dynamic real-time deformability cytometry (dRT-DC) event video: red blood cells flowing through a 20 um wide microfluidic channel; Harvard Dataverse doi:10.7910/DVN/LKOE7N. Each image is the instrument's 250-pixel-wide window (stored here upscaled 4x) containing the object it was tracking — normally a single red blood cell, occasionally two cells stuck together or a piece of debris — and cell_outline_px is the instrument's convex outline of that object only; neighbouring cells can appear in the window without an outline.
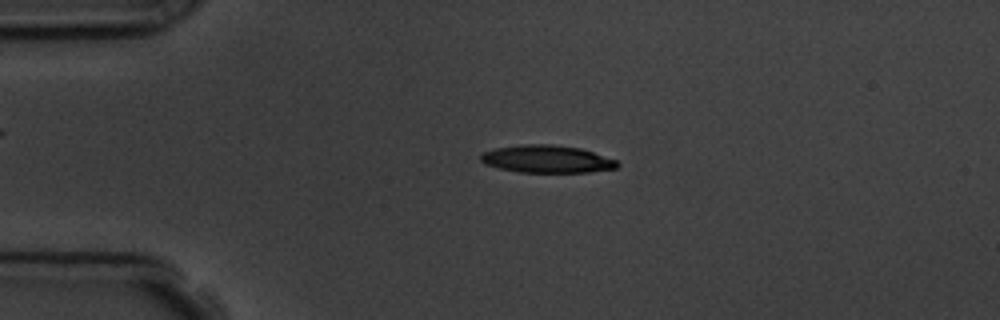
{"species": "common noctule bat (a hibernating species)", "species_latin": "Nyctalus noctula", "temperature_condition": "room temperature", "stored_images_in_passage": 4, "camera_frame_rate_fps": 3000, "um_per_image_px": 0.085, "animal": {"sex": "male", "body_mass_g": 19.5, "forearm_length_mm": 54.6}, "frame": {"image": 1, "passage_image": 3, "time_ms": 2.333, "image_size_px": [1000, 320], "cell_outline_px": [[620, 164], [616, 168], [588, 172], [520, 172], [500, 168], [484, 164], [480, 160], [480, 152], [496, 148], [524, 144], [552, 144], [580, 148], [616, 160]], "centroid_in_image_um": [46.45, 13.51], "position_along_channel_um": 38.6, "area_um2": 21.85}}